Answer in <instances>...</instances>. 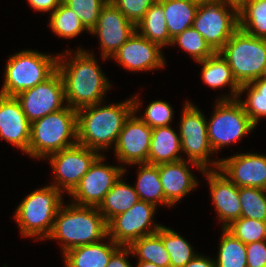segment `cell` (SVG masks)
Listing matches in <instances>:
<instances>
[{"label": "cell", "mask_w": 266, "mask_h": 267, "mask_svg": "<svg viewBox=\"0 0 266 267\" xmlns=\"http://www.w3.org/2000/svg\"><path fill=\"white\" fill-rule=\"evenodd\" d=\"M132 254L128 246H120L110 257L106 267H133L127 257Z\"/></svg>", "instance_id": "42"}, {"label": "cell", "mask_w": 266, "mask_h": 267, "mask_svg": "<svg viewBox=\"0 0 266 267\" xmlns=\"http://www.w3.org/2000/svg\"><path fill=\"white\" fill-rule=\"evenodd\" d=\"M105 157L100 155L90 166L80 183L70 193L71 203L79 206L98 207L114 183L125 173L122 166L105 165Z\"/></svg>", "instance_id": "14"}, {"label": "cell", "mask_w": 266, "mask_h": 267, "mask_svg": "<svg viewBox=\"0 0 266 267\" xmlns=\"http://www.w3.org/2000/svg\"><path fill=\"white\" fill-rule=\"evenodd\" d=\"M136 267H161L149 262H138Z\"/></svg>", "instance_id": "45"}, {"label": "cell", "mask_w": 266, "mask_h": 267, "mask_svg": "<svg viewBox=\"0 0 266 267\" xmlns=\"http://www.w3.org/2000/svg\"><path fill=\"white\" fill-rule=\"evenodd\" d=\"M162 239L170 256V267H184L197 254L193 247L173 229L161 226L156 232Z\"/></svg>", "instance_id": "31"}, {"label": "cell", "mask_w": 266, "mask_h": 267, "mask_svg": "<svg viewBox=\"0 0 266 267\" xmlns=\"http://www.w3.org/2000/svg\"><path fill=\"white\" fill-rule=\"evenodd\" d=\"M128 247L132 251L133 257L138 256V262H149L161 267H170L169 253L157 233L143 236L133 241Z\"/></svg>", "instance_id": "30"}, {"label": "cell", "mask_w": 266, "mask_h": 267, "mask_svg": "<svg viewBox=\"0 0 266 267\" xmlns=\"http://www.w3.org/2000/svg\"><path fill=\"white\" fill-rule=\"evenodd\" d=\"M247 267H266V240L246 244Z\"/></svg>", "instance_id": "41"}, {"label": "cell", "mask_w": 266, "mask_h": 267, "mask_svg": "<svg viewBox=\"0 0 266 267\" xmlns=\"http://www.w3.org/2000/svg\"><path fill=\"white\" fill-rule=\"evenodd\" d=\"M68 205L63 203L60 207L47 238L61 241L63 254L72 248L108 238L107 222L97 207Z\"/></svg>", "instance_id": "3"}, {"label": "cell", "mask_w": 266, "mask_h": 267, "mask_svg": "<svg viewBox=\"0 0 266 267\" xmlns=\"http://www.w3.org/2000/svg\"><path fill=\"white\" fill-rule=\"evenodd\" d=\"M136 31L149 41L158 44L161 48L171 45L172 38L168 33L163 4L160 0H157L147 10L144 17L136 25Z\"/></svg>", "instance_id": "26"}, {"label": "cell", "mask_w": 266, "mask_h": 267, "mask_svg": "<svg viewBox=\"0 0 266 267\" xmlns=\"http://www.w3.org/2000/svg\"><path fill=\"white\" fill-rule=\"evenodd\" d=\"M219 52L227 60L240 86L263 76L266 68V39L238 29Z\"/></svg>", "instance_id": "7"}, {"label": "cell", "mask_w": 266, "mask_h": 267, "mask_svg": "<svg viewBox=\"0 0 266 267\" xmlns=\"http://www.w3.org/2000/svg\"><path fill=\"white\" fill-rule=\"evenodd\" d=\"M192 27L215 52H219L239 29L238 3L230 0H201Z\"/></svg>", "instance_id": "8"}, {"label": "cell", "mask_w": 266, "mask_h": 267, "mask_svg": "<svg viewBox=\"0 0 266 267\" xmlns=\"http://www.w3.org/2000/svg\"><path fill=\"white\" fill-rule=\"evenodd\" d=\"M175 44L187 51L196 62L202 61L215 53L202 35L193 27L185 29L172 38L171 45Z\"/></svg>", "instance_id": "36"}, {"label": "cell", "mask_w": 266, "mask_h": 267, "mask_svg": "<svg viewBox=\"0 0 266 267\" xmlns=\"http://www.w3.org/2000/svg\"><path fill=\"white\" fill-rule=\"evenodd\" d=\"M184 267H215V260L197 254Z\"/></svg>", "instance_id": "44"}, {"label": "cell", "mask_w": 266, "mask_h": 267, "mask_svg": "<svg viewBox=\"0 0 266 267\" xmlns=\"http://www.w3.org/2000/svg\"><path fill=\"white\" fill-rule=\"evenodd\" d=\"M266 190L255 187H239L241 217L266 222Z\"/></svg>", "instance_id": "35"}, {"label": "cell", "mask_w": 266, "mask_h": 267, "mask_svg": "<svg viewBox=\"0 0 266 267\" xmlns=\"http://www.w3.org/2000/svg\"><path fill=\"white\" fill-rule=\"evenodd\" d=\"M215 267H247L246 244L223 228Z\"/></svg>", "instance_id": "33"}, {"label": "cell", "mask_w": 266, "mask_h": 267, "mask_svg": "<svg viewBox=\"0 0 266 267\" xmlns=\"http://www.w3.org/2000/svg\"><path fill=\"white\" fill-rule=\"evenodd\" d=\"M136 31V25L128 20L111 2L102 8L95 27L89 32L98 35L104 60L113 54Z\"/></svg>", "instance_id": "17"}, {"label": "cell", "mask_w": 266, "mask_h": 267, "mask_svg": "<svg viewBox=\"0 0 266 267\" xmlns=\"http://www.w3.org/2000/svg\"><path fill=\"white\" fill-rule=\"evenodd\" d=\"M173 109L165 101L155 100L147 106L142 117H139L150 128L170 126L172 121Z\"/></svg>", "instance_id": "39"}, {"label": "cell", "mask_w": 266, "mask_h": 267, "mask_svg": "<svg viewBox=\"0 0 266 267\" xmlns=\"http://www.w3.org/2000/svg\"><path fill=\"white\" fill-rule=\"evenodd\" d=\"M50 15L49 26L52 32L60 37L69 39L80 35L84 30L89 32L82 24L78 15L63 2Z\"/></svg>", "instance_id": "34"}, {"label": "cell", "mask_w": 266, "mask_h": 267, "mask_svg": "<svg viewBox=\"0 0 266 267\" xmlns=\"http://www.w3.org/2000/svg\"><path fill=\"white\" fill-rule=\"evenodd\" d=\"M122 176L114 183L103 201L97 207L108 223L113 217L128 211L138 201L139 197L134 186L127 184Z\"/></svg>", "instance_id": "25"}, {"label": "cell", "mask_w": 266, "mask_h": 267, "mask_svg": "<svg viewBox=\"0 0 266 267\" xmlns=\"http://www.w3.org/2000/svg\"><path fill=\"white\" fill-rule=\"evenodd\" d=\"M32 8L40 12H54L62 0H27Z\"/></svg>", "instance_id": "43"}, {"label": "cell", "mask_w": 266, "mask_h": 267, "mask_svg": "<svg viewBox=\"0 0 266 267\" xmlns=\"http://www.w3.org/2000/svg\"><path fill=\"white\" fill-rule=\"evenodd\" d=\"M62 194L60 189L47 185L32 191L22 200L14 216L22 236L47 240L63 204Z\"/></svg>", "instance_id": "5"}, {"label": "cell", "mask_w": 266, "mask_h": 267, "mask_svg": "<svg viewBox=\"0 0 266 267\" xmlns=\"http://www.w3.org/2000/svg\"><path fill=\"white\" fill-rule=\"evenodd\" d=\"M225 229L244 244L266 240V222L260 220L240 217Z\"/></svg>", "instance_id": "37"}, {"label": "cell", "mask_w": 266, "mask_h": 267, "mask_svg": "<svg viewBox=\"0 0 266 267\" xmlns=\"http://www.w3.org/2000/svg\"><path fill=\"white\" fill-rule=\"evenodd\" d=\"M185 1H201V0H185Z\"/></svg>", "instance_id": "48"}, {"label": "cell", "mask_w": 266, "mask_h": 267, "mask_svg": "<svg viewBox=\"0 0 266 267\" xmlns=\"http://www.w3.org/2000/svg\"><path fill=\"white\" fill-rule=\"evenodd\" d=\"M246 90H248L247 99L242 101L239 97ZM237 99L252 123L257 126L260 117H266V80L259 78L249 84L241 85Z\"/></svg>", "instance_id": "32"}, {"label": "cell", "mask_w": 266, "mask_h": 267, "mask_svg": "<svg viewBox=\"0 0 266 267\" xmlns=\"http://www.w3.org/2000/svg\"><path fill=\"white\" fill-rule=\"evenodd\" d=\"M157 0H109L121 13L135 25L144 17L147 10Z\"/></svg>", "instance_id": "40"}, {"label": "cell", "mask_w": 266, "mask_h": 267, "mask_svg": "<svg viewBox=\"0 0 266 267\" xmlns=\"http://www.w3.org/2000/svg\"><path fill=\"white\" fill-rule=\"evenodd\" d=\"M100 105L77 110V144L98 152L106 150L112 143L115 147L120 131L134 112L132 98L118 104Z\"/></svg>", "instance_id": "2"}, {"label": "cell", "mask_w": 266, "mask_h": 267, "mask_svg": "<svg viewBox=\"0 0 266 267\" xmlns=\"http://www.w3.org/2000/svg\"><path fill=\"white\" fill-rule=\"evenodd\" d=\"M76 144L77 110L66 105L65 108L31 123L27 154L43 160L52 153Z\"/></svg>", "instance_id": "4"}, {"label": "cell", "mask_w": 266, "mask_h": 267, "mask_svg": "<svg viewBox=\"0 0 266 267\" xmlns=\"http://www.w3.org/2000/svg\"><path fill=\"white\" fill-rule=\"evenodd\" d=\"M109 0H62L74 11L84 27L90 32L96 25L100 12Z\"/></svg>", "instance_id": "38"}, {"label": "cell", "mask_w": 266, "mask_h": 267, "mask_svg": "<svg viewBox=\"0 0 266 267\" xmlns=\"http://www.w3.org/2000/svg\"><path fill=\"white\" fill-rule=\"evenodd\" d=\"M161 47L135 31L113 54V59L129 71H147L165 66Z\"/></svg>", "instance_id": "18"}, {"label": "cell", "mask_w": 266, "mask_h": 267, "mask_svg": "<svg viewBox=\"0 0 266 267\" xmlns=\"http://www.w3.org/2000/svg\"><path fill=\"white\" fill-rule=\"evenodd\" d=\"M15 97L30 123L66 107L63 105L66 101L64 81L58 70L42 83Z\"/></svg>", "instance_id": "13"}, {"label": "cell", "mask_w": 266, "mask_h": 267, "mask_svg": "<svg viewBox=\"0 0 266 267\" xmlns=\"http://www.w3.org/2000/svg\"><path fill=\"white\" fill-rule=\"evenodd\" d=\"M202 68V80L212 88H223L226 85L230 86L232 96L221 95L220 100H234L238 98L240 85L233 76L232 70L229 67L227 60L220 52H215L212 56L198 61Z\"/></svg>", "instance_id": "23"}, {"label": "cell", "mask_w": 266, "mask_h": 267, "mask_svg": "<svg viewBox=\"0 0 266 267\" xmlns=\"http://www.w3.org/2000/svg\"><path fill=\"white\" fill-rule=\"evenodd\" d=\"M239 29L266 39V0H241L238 3Z\"/></svg>", "instance_id": "29"}, {"label": "cell", "mask_w": 266, "mask_h": 267, "mask_svg": "<svg viewBox=\"0 0 266 267\" xmlns=\"http://www.w3.org/2000/svg\"><path fill=\"white\" fill-rule=\"evenodd\" d=\"M134 165H140L137 183L134 186L139 200L152 203L155 206L161 204L170 207L165 201L158 166L150 163H138Z\"/></svg>", "instance_id": "28"}, {"label": "cell", "mask_w": 266, "mask_h": 267, "mask_svg": "<svg viewBox=\"0 0 266 267\" xmlns=\"http://www.w3.org/2000/svg\"><path fill=\"white\" fill-rule=\"evenodd\" d=\"M189 162L182 159L157 165L165 201L170 207L174 206L198 185L194 174L191 173L187 165Z\"/></svg>", "instance_id": "21"}, {"label": "cell", "mask_w": 266, "mask_h": 267, "mask_svg": "<svg viewBox=\"0 0 266 267\" xmlns=\"http://www.w3.org/2000/svg\"><path fill=\"white\" fill-rule=\"evenodd\" d=\"M72 248L63 254L65 267H106L112 254L120 247L112 239ZM109 243V244H108Z\"/></svg>", "instance_id": "22"}, {"label": "cell", "mask_w": 266, "mask_h": 267, "mask_svg": "<svg viewBox=\"0 0 266 267\" xmlns=\"http://www.w3.org/2000/svg\"><path fill=\"white\" fill-rule=\"evenodd\" d=\"M134 112L126 120L114 147L118 161L126 164L148 163L152 128L143 122L135 112L141 103L137 95L133 98Z\"/></svg>", "instance_id": "15"}, {"label": "cell", "mask_w": 266, "mask_h": 267, "mask_svg": "<svg viewBox=\"0 0 266 267\" xmlns=\"http://www.w3.org/2000/svg\"><path fill=\"white\" fill-rule=\"evenodd\" d=\"M171 38L192 27L200 1L160 0Z\"/></svg>", "instance_id": "27"}, {"label": "cell", "mask_w": 266, "mask_h": 267, "mask_svg": "<svg viewBox=\"0 0 266 267\" xmlns=\"http://www.w3.org/2000/svg\"><path fill=\"white\" fill-rule=\"evenodd\" d=\"M262 79L266 80V68L264 70L263 76L261 77Z\"/></svg>", "instance_id": "46"}, {"label": "cell", "mask_w": 266, "mask_h": 267, "mask_svg": "<svg viewBox=\"0 0 266 267\" xmlns=\"http://www.w3.org/2000/svg\"><path fill=\"white\" fill-rule=\"evenodd\" d=\"M208 121V139L213 152L236 143L256 127L238 99L217 100L214 113Z\"/></svg>", "instance_id": "9"}, {"label": "cell", "mask_w": 266, "mask_h": 267, "mask_svg": "<svg viewBox=\"0 0 266 267\" xmlns=\"http://www.w3.org/2000/svg\"><path fill=\"white\" fill-rule=\"evenodd\" d=\"M31 123L15 96L0 94V137L27 154Z\"/></svg>", "instance_id": "19"}, {"label": "cell", "mask_w": 266, "mask_h": 267, "mask_svg": "<svg viewBox=\"0 0 266 267\" xmlns=\"http://www.w3.org/2000/svg\"><path fill=\"white\" fill-rule=\"evenodd\" d=\"M180 135L170 126L152 129L148 163L162 164L182 160Z\"/></svg>", "instance_id": "24"}, {"label": "cell", "mask_w": 266, "mask_h": 267, "mask_svg": "<svg viewBox=\"0 0 266 267\" xmlns=\"http://www.w3.org/2000/svg\"><path fill=\"white\" fill-rule=\"evenodd\" d=\"M57 56L22 50L11 55L5 68L4 83L0 94L17 96L49 78L57 70Z\"/></svg>", "instance_id": "6"}, {"label": "cell", "mask_w": 266, "mask_h": 267, "mask_svg": "<svg viewBox=\"0 0 266 267\" xmlns=\"http://www.w3.org/2000/svg\"><path fill=\"white\" fill-rule=\"evenodd\" d=\"M181 114L179 135L181 150L188 155L189 164L201 172L209 170V156L213 154L207 132V120L199 108L186 101Z\"/></svg>", "instance_id": "10"}, {"label": "cell", "mask_w": 266, "mask_h": 267, "mask_svg": "<svg viewBox=\"0 0 266 267\" xmlns=\"http://www.w3.org/2000/svg\"><path fill=\"white\" fill-rule=\"evenodd\" d=\"M209 183L210 194L219 220L223 222L222 228L241 217V203L239 187L229 180L218 169L204 170Z\"/></svg>", "instance_id": "20"}, {"label": "cell", "mask_w": 266, "mask_h": 267, "mask_svg": "<svg viewBox=\"0 0 266 267\" xmlns=\"http://www.w3.org/2000/svg\"><path fill=\"white\" fill-rule=\"evenodd\" d=\"M100 155L101 152L80 144L48 155L45 159L49 158L55 174L51 185L70 194Z\"/></svg>", "instance_id": "11"}, {"label": "cell", "mask_w": 266, "mask_h": 267, "mask_svg": "<svg viewBox=\"0 0 266 267\" xmlns=\"http://www.w3.org/2000/svg\"><path fill=\"white\" fill-rule=\"evenodd\" d=\"M88 52L79 48L73 58L67 57L72 53L69 50L58 55L57 70L64 81L65 104L76 110L102 103L111 86L93 53Z\"/></svg>", "instance_id": "1"}, {"label": "cell", "mask_w": 266, "mask_h": 267, "mask_svg": "<svg viewBox=\"0 0 266 267\" xmlns=\"http://www.w3.org/2000/svg\"><path fill=\"white\" fill-rule=\"evenodd\" d=\"M156 208L152 203L139 200L128 211L107 223L108 237L120 246H129L143 236L156 233L161 228V224L152 225Z\"/></svg>", "instance_id": "12"}, {"label": "cell", "mask_w": 266, "mask_h": 267, "mask_svg": "<svg viewBox=\"0 0 266 267\" xmlns=\"http://www.w3.org/2000/svg\"><path fill=\"white\" fill-rule=\"evenodd\" d=\"M237 187H255L266 190V156L241 153L210 162Z\"/></svg>", "instance_id": "16"}, {"label": "cell", "mask_w": 266, "mask_h": 267, "mask_svg": "<svg viewBox=\"0 0 266 267\" xmlns=\"http://www.w3.org/2000/svg\"><path fill=\"white\" fill-rule=\"evenodd\" d=\"M230 1H233V2H236V3L240 2V0H230Z\"/></svg>", "instance_id": "47"}]
</instances>
